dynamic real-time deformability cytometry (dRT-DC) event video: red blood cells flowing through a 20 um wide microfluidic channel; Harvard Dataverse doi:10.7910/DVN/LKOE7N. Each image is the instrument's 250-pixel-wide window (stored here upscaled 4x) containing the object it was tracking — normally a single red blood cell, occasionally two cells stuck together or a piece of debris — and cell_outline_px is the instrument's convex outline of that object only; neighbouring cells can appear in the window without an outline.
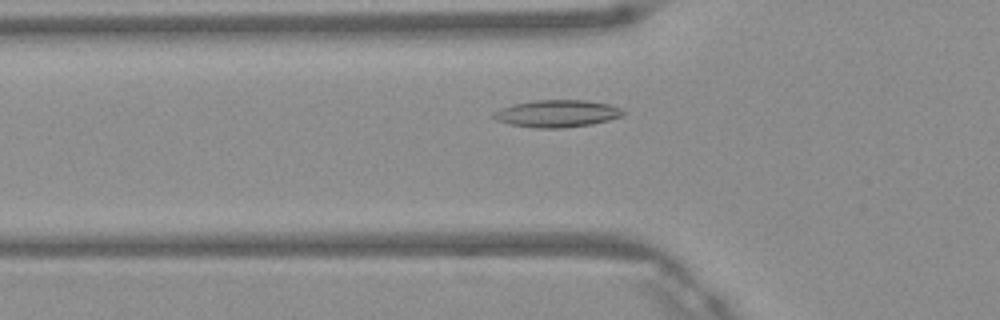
{"species": "Egyptian fruit bat (a non-hibernating species)", "species_latin": "Rousettus aegyptiacus", "temperature_condition": "warm", "stored_images_in_passage": 39, "camera_frame_rate_fps": 3000, "um_per_image_px": 0.085, "frame": {"image": 1, "passage_image": 8, "time_ms": 2.333, "image_size_px": [1000, 320], "cell_outline_px": [[624, 112], [620, 116], [608, 120], [592, 124], [564, 128], [536, 128], [508, 124], [496, 120], [492, 116], [492, 112], [500, 108], [512, 104], [536, 100], [584, 100], [608, 104], [620, 108]], "centroid_in_image_um": [47.28, 9.65], "position_along_channel_um": 78.5, "area_um2": 20.52}}
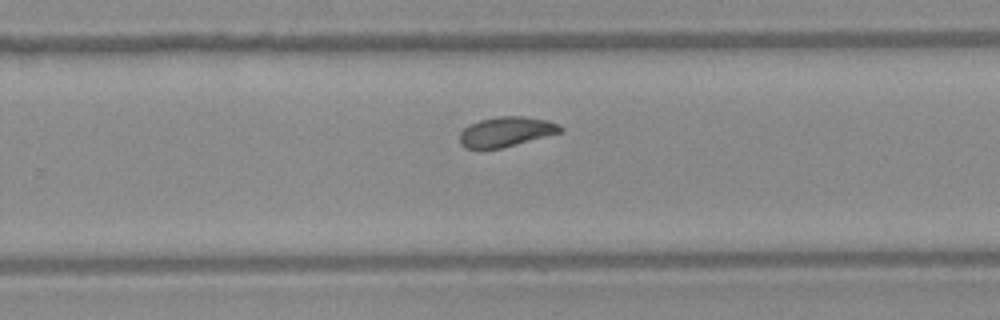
{"frame": {"image": 2, "passage_image": 23, "time_ms": 7.333, "image_size_px": [1000, 320], "cell_outline_px": [[564, 132], [500, 148], [464, 148], [460, 144], [460, 132], [468, 124], [480, 120], [496, 116], [524, 116], [548, 120], [560, 124], [564, 128]], "centroid_in_image_um": [43.05, 11.18], "position_along_channel_um": 286.7, "area_um2": 17.69}}
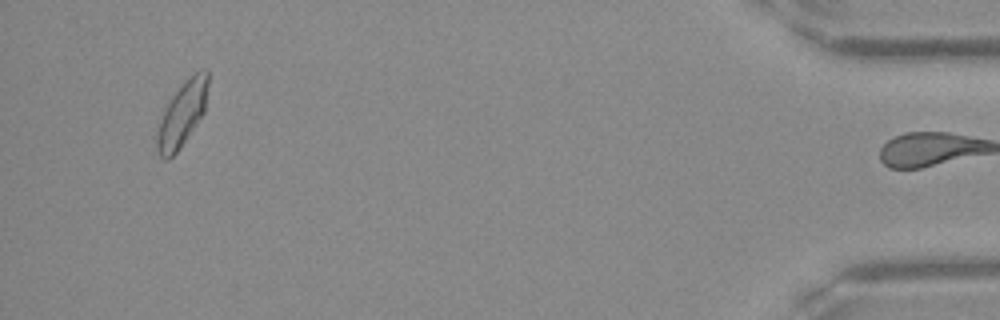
{"frame": {"image": 3, "passage_image": 38, "time_ms": 12.333, "image_size_px": [1000, 320], "cell_outline_px": [[208, 84], [204, 112], [180, 148], [168, 160], [164, 160], [156, 152], [156, 136], [164, 104], [196, 72], [204, 68], [208, 68]], "centroid_in_image_um": [15.45, 9.73], "position_along_channel_um": 419.8, "area_um2": 19.07}, "authors_computed_cell_mechanics": {"area_um2": 18.207, "velocity_mm_per_s": 4.1589, "shape_relaxation_time_tau1_ms": 4.9444, "shape_relaxation_time_tau2_ms": 2.7566, "deformation_change_tau1": 0.1515, "deformation_change_tau2": 0.0868}}